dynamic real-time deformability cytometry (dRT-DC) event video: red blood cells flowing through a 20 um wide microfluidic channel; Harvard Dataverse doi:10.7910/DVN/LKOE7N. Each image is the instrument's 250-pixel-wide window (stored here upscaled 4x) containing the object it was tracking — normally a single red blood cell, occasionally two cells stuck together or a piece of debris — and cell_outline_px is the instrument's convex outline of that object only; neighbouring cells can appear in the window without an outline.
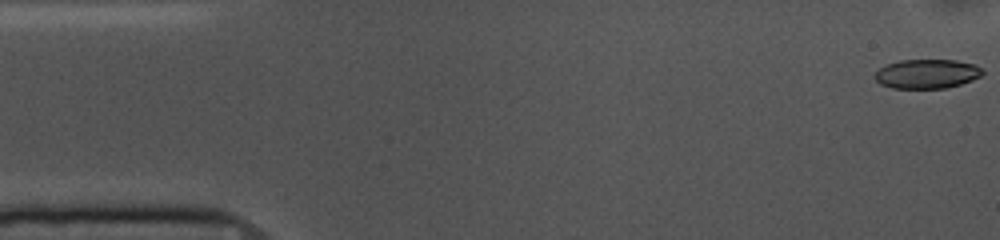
{"species": "common noctule bat (a hibernating species)", "species_latin": "Nyctalus noctula", "temperature_condition": "cold", "stored_images_in_passage": 53, "camera_frame_rate_fps": 3000, "um_per_image_px": 0.085, "animal": {"sex": "female", "body_mass_g": 10.0, "forearm_length_mm": 53.1}, "frame": {"image": 1, "passage_image": 1, "time_ms": 0.0, "image_size_px": [1000, 240], "cell_outline_px": [[984, 72], [980, 76], [972, 80], [960, 84], [944, 88], [892, 88], [880, 84], [872, 76], [880, 68], [888, 64], [900, 60], [956, 60], [976, 64]], "centroid_in_image_um": [78.78, 6.27], "position_along_channel_um": 6.2, "area_um2": 18.32}}
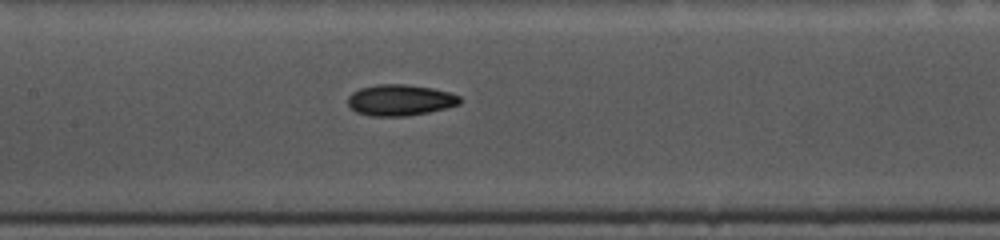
{"frame": {"image": 2, "passage_image": 24, "time_ms": 7.667, "image_size_px": [1000, 240], "cell_outline_px": [[460, 104], [448, 108], [408, 116], [368, 116], [356, 112], [348, 104], [348, 96], [352, 92], [360, 88], [376, 84], [404, 84], [432, 88], [448, 92], [460, 96]], "centroid_in_image_um": [34.0, 8.51], "position_along_channel_um": 173.4, "area_um2": 20.4}}
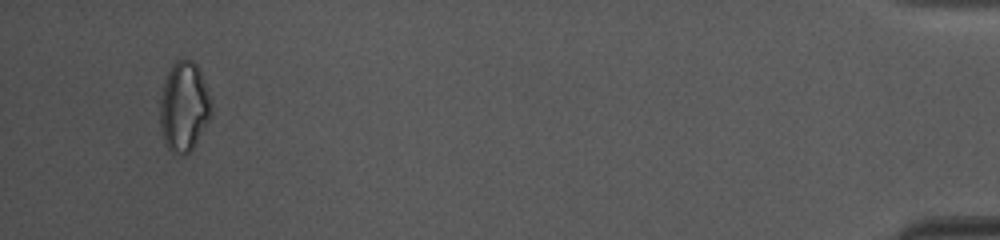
{"frame": {"image": 3, "passage_image": 51, "time_ms": 16.667, "image_size_px": [1000, 240], "cell_outline_px": [[212, 112], [208, 120], [192, 148], [188, 152], [172, 152], [164, 144], [160, 128], [160, 100], [164, 80], [172, 64], [180, 56], [192, 60], [196, 64], [200, 72], [212, 100]], "centroid_in_image_um": [15.62, 9.0], "position_along_channel_um": 419.6, "area_um2": 26.76}, "authors_computed_cell_mechanics": {"area_um2": 19.8832, "velocity_mm_per_s": 3.6793, "shape_relaxation_time_tau1_ms": 5.4179, "shape_relaxation_time_tau2_ms": null, "deformation_change_tau1": 0.1238, "deformation_change_tau2": null}}